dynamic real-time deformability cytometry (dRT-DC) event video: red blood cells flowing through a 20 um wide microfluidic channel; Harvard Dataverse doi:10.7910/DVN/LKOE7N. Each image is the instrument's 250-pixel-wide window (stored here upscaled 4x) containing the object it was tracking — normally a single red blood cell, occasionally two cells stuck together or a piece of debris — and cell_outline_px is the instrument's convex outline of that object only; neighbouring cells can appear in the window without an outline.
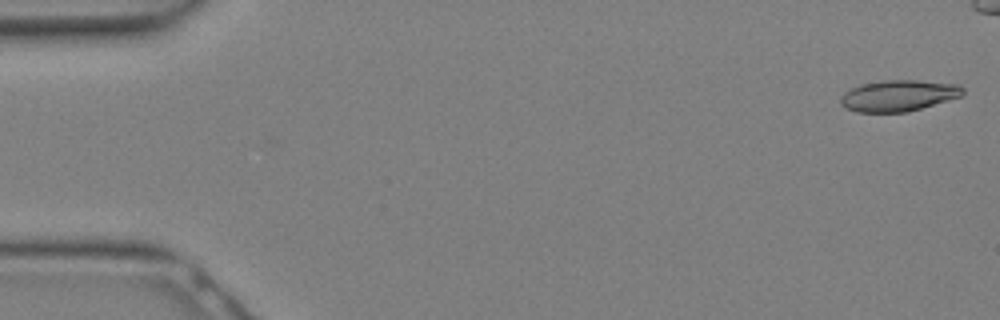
{"species": "Egyptian fruit bat (a non-hibernating species)", "species_latin": "Rousettus aegyptiacus", "temperature_condition": "warm", "stored_images_in_passage": 11, "camera_frame_rate_fps": 3000, "um_per_image_px": 0.085, "animal": {"sex": "female"}, "frame": {"image": 1, "passage_image": 1, "time_ms": 0.0, "image_size_px": [1000, 320], "cell_outline_px": [[964, 96], [908, 112], [856, 112], [844, 108], [840, 104], [840, 96], [844, 92], [860, 84], [884, 80], [916, 80], [960, 84], [964, 88]], "centroid_in_image_um": [76.39, 8.13], "position_along_channel_um": 8.6, "area_um2": 22.6}}
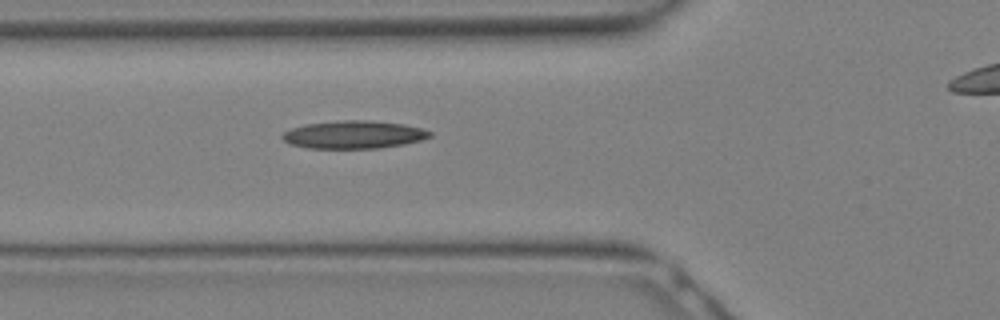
{"frame": {"image": 2, "passage_image": 11, "time_ms": 3.333, "image_size_px": [1000, 320], "cell_outline_px": [[432, 136], [420, 140], [404, 144], [376, 148], [308, 148], [288, 144], [280, 136], [284, 132], [292, 128], [308, 124], [344, 120], [372, 120], [404, 124], [420, 128], [432, 132]], "centroid_in_image_um": [30.06, 11.44], "position_along_channel_um": 95.7, "area_um2": 23.81}}